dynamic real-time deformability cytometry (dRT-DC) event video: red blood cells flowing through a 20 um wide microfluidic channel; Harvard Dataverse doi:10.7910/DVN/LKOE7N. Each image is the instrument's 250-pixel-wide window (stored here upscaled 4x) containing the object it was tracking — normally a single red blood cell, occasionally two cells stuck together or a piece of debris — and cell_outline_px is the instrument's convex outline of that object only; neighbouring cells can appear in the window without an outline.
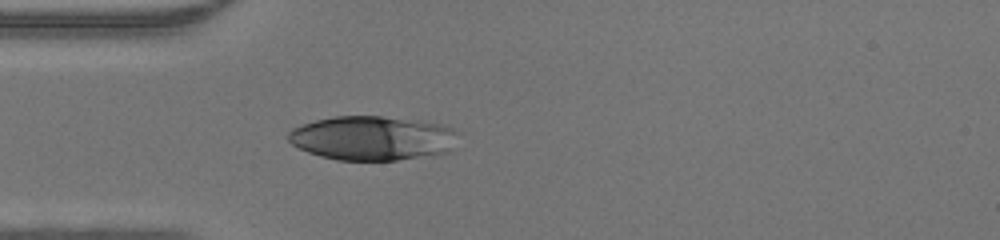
{"species": "human", "species_latin": "Homo sapiens", "temperature_condition": "warm", "stored_images_in_passage": 34, "camera_frame_rate_fps": 3000, "um_per_image_px": 0.085, "donor": {"sex": "male"}, "frame": {"image": 1, "passage_image": 1, "time_ms": 0.0, "image_size_px": [1000, 240], "cell_outline_px": [[456, 132], [448, 152], [432, 156], [396, 160], [336, 160], [320, 156], [308, 152], [292, 144], [288, 140], [288, 132], [292, 128], [316, 120], [336, 116], [380, 116], [420, 120], [440, 124], [452, 128]], "centroid_in_image_um": [31.63, 11.74], "position_along_channel_um": 53.4, "area_um2": 43.7}}
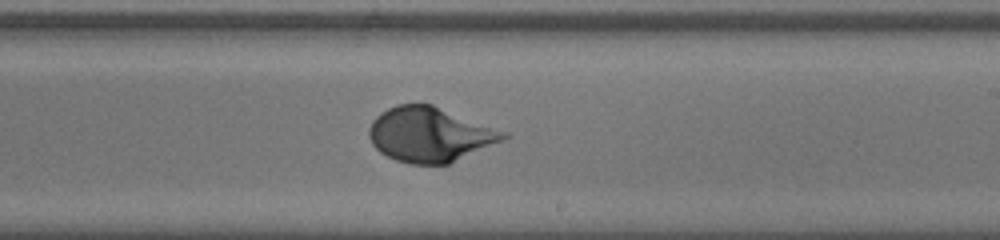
{"frame": {"image": 2, "passage_image": 15, "time_ms": 4.667, "image_size_px": [1000, 240], "cell_outline_px": [[508, 136], [500, 140], [448, 164], [408, 164], [396, 160], [380, 152], [372, 144], [368, 136], [368, 128], [372, 120], [380, 112], [396, 104], [432, 104], [508, 132]], "centroid_in_image_um": [36.47, 11.42], "position_along_channel_um": 252.5, "area_um2": 42.54}}
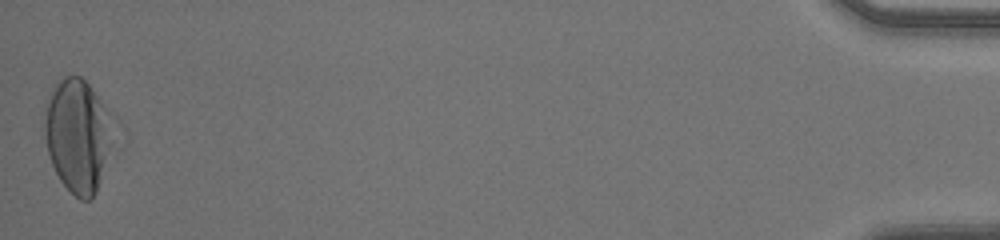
{"frame": {"image": 3, "passage_image": 34, "time_ms": 11.0, "image_size_px": [1000, 240], "cell_outline_px": [[120, 120], [96, 192], [88, 200], [80, 200], [60, 180], [52, 164], [48, 152], [44, 128], [44, 124], [48, 104], [56, 80], [64, 76], [80, 76], [88, 84]], "centroid_in_image_um": [6.7, 11.46], "position_along_channel_um": 428.5, "area_um2": 45.84}}